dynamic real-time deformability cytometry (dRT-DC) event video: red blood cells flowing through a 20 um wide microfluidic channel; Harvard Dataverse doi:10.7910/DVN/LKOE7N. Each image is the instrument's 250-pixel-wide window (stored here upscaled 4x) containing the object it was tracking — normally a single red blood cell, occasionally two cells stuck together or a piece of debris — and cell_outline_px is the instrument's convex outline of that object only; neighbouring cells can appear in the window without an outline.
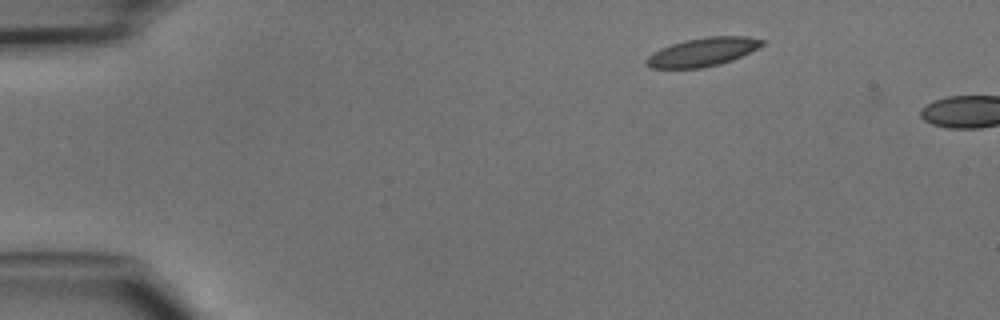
{"species": "common noctule bat (a hibernating species)", "species_latin": "Nyctalus noctula", "temperature_condition": "cold", "stored_images_in_passage": 3, "camera_frame_rate_fps": 3000, "um_per_image_px": 0.085, "animal": {"sex": "male", "body_mass_g": 15.6}, "frame": {"image": 1, "passage_image": 1, "time_ms": 0.0, "image_size_px": [1000, 320], "cell_outline_px": [[768, 40], [764, 44], [732, 60], [720, 64], [700, 68], [648, 68], [644, 64], [644, 60], [652, 52], [660, 48], [684, 40], [708, 36], [748, 36]], "centroid_in_image_um": [59.69, 4.41], "position_along_channel_um": 25.3, "area_um2": 19.36}}